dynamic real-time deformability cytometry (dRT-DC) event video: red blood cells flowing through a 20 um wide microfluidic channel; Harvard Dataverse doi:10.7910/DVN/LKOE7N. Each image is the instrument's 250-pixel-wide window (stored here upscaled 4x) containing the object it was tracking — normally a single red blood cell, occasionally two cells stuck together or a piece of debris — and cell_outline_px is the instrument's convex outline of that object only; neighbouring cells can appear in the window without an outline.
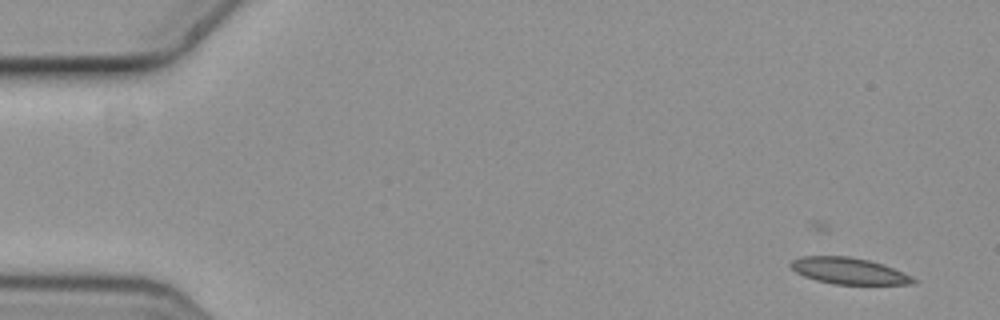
{"species": "common noctule bat (a hibernating species)", "species_latin": "Nyctalus noctula", "temperature_condition": "cold", "stored_images_in_passage": 6, "camera_frame_rate_fps": 3000, "um_per_image_px": 0.085, "animal": {"sex": "female", "body_mass_g": 19.3, "forearm_length_mm": 54.1}, "frame": {"image": 1, "passage_image": 2, "time_ms": 0.333, "image_size_px": [1000, 320], "cell_outline_px": [[920, 280], [916, 284], [832, 284], [816, 280], [804, 276], [796, 272], [788, 264], [792, 260], [800, 256], [848, 256], [868, 260], [884, 264], [904, 272]], "centroid_in_image_um": [72.19, 23.03], "position_along_channel_um": 12.8, "area_um2": 19.07}}
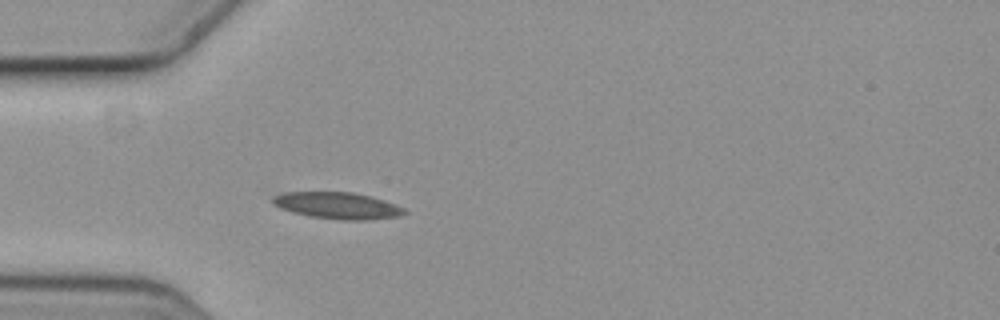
{"frame": {"image": 2, "passage_image": 6, "time_ms": 1.667, "image_size_px": [1000, 320], "cell_outline_px": [[408, 212], [400, 216], [368, 220], [340, 220], [308, 216], [292, 212], [280, 208], [272, 204], [272, 196], [280, 192], [352, 192], [372, 196], [396, 204], [404, 208]], "centroid_in_image_um": [28.68, 17.47], "position_along_channel_um": 56.3, "area_um2": 20.75}}